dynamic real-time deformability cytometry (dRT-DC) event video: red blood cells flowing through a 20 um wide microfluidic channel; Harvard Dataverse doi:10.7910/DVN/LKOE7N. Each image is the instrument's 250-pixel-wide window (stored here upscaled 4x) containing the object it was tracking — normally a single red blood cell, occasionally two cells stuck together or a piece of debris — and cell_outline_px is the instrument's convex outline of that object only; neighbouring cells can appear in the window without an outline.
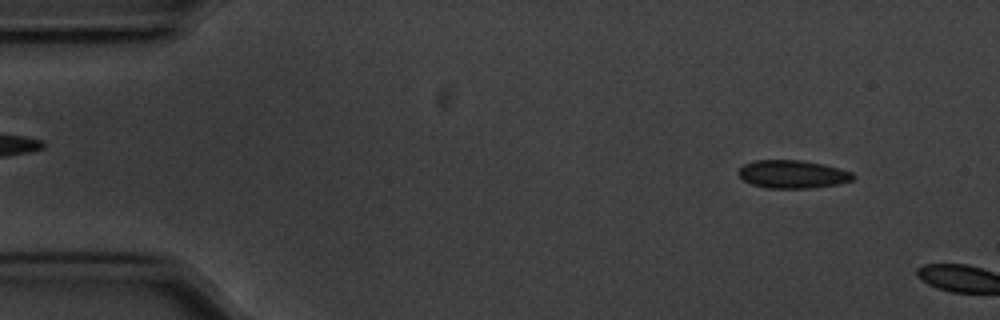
{"species": "common noctule bat (a hibernating species)", "species_latin": "Nyctalus noctula", "temperature_condition": "cold", "stored_images_in_passage": 7, "camera_frame_rate_fps": 3000, "um_per_image_px": 0.085, "animal": {"sex": "male", "body_mass_g": 20.1, "forearm_length_mm": 53.5}, "frame": {"image": 1, "passage_image": 5, "time_ms": 1.333, "image_size_px": [1000, 320], "cell_outline_px": [[856, 176], [852, 180], [840, 184], [812, 188], [768, 188], [752, 184], [744, 180], [736, 172], [744, 164], [756, 160], [800, 160], [824, 164], [840, 168], [852, 172]], "centroid_in_image_um": [67.4, 14.81], "position_along_channel_um": 17.6, "area_um2": 18.84}}